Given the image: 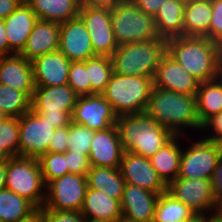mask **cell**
Returning <instances> with one entry per match:
<instances>
[{
	"label": "cell",
	"mask_w": 222,
	"mask_h": 222,
	"mask_svg": "<svg viewBox=\"0 0 222 222\" xmlns=\"http://www.w3.org/2000/svg\"><path fill=\"white\" fill-rule=\"evenodd\" d=\"M3 21L9 42V55L19 54L24 48L38 18L31 7L24 1Z\"/></svg>",
	"instance_id": "603a6c76"
},
{
	"label": "cell",
	"mask_w": 222,
	"mask_h": 222,
	"mask_svg": "<svg viewBox=\"0 0 222 222\" xmlns=\"http://www.w3.org/2000/svg\"><path fill=\"white\" fill-rule=\"evenodd\" d=\"M188 136L175 135L167 144L155 152L149 158L153 168L157 171L158 176L168 185L178 177L182 145L180 140ZM181 145V146H180Z\"/></svg>",
	"instance_id": "d4e9b609"
},
{
	"label": "cell",
	"mask_w": 222,
	"mask_h": 222,
	"mask_svg": "<svg viewBox=\"0 0 222 222\" xmlns=\"http://www.w3.org/2000/svg\"><path fill=\"white\" fill-rule=\"evenodd\" d=\"M59 37V23L38 19L19 54L32 61L43 54L56 52L59 50Z\"/></svg>",
	"instance_id": "7402d4cb"
},
{
	"label": "cell",
	"mask_w": 222,
	"mask_h": 222,
	"mask_svg": "<svg viewBox=\"0 0 222 222\" xmlns=\"http://www.w3.org/2000/svg\"><path fill=\"white\" fill-rule=\"evenodd\" d=\"M166 52L167 40L164 38L118 46L111 56L113 72L154 79L160 60Z\"/></svg>",
	"instance_id": "5b68a950"
},
{
	"label": "cell",
	"mask_w": 222,
	"mask_h": 222,
	"mask_svg": "<svg viewBox=\"0 0 222 222\" xmlns=\"http://www.w3.org/2000/svg\"><path fill=\"white\" fill-rule=\"evenodd\" d=\"M167 192L183 202L197 215L211 218L218 210L211 179L177 177L167 185Z\"/></svg>",
	"instance_id": "30bf717a"
},
{
	"label": "cell",
	"mask_w": 222,
	"mask_h": 222,
	"mask_svg": "<svg viewBox=\"0 0 222 222\" xmlns=\"http://www.w3.org/2000/svg\"><path fill=\"white\" fill-rule=\"evenodd\" d=\"M73 111H63L61 114H39L44 120H47L52 126L62 128L69 126L72 122Z\"/></svg>",
	"instance_id": "ee69618b"
},
{
	"label": "cell",
	"mask_w": 222,
	"mask_h": 222,
	"mask_svg": "<svg viewBox=\"0 0 222 222\" xmlns=\"http://www.w3.org/2000/svg\"><path fill=\"white\" fill-rule=\"evenodd\" d=\"M211 15V0H186L183 36L207 37L209 39Z\"/></svg>",
	"instance_id": "484cf974"
},
{
	"label": "cell",
	"mask_w": 222,
	"mask_h": 222,
	"mask_svg": "<svg viewBox=\"0 0 222 222\" xmlns=\"http://www.w3.org/2000/svg\"><path fill=\"white\" fill-rule=\"evenodd\" d=\"M6 188V163L0 164V190Z\"/></svg>",
	"instance_id": "816d5d0a"
},
{
	"label": "cell",
	"mask_w": 222,
	"mask_h": 222,
	"mask_svg": "<svg viewBox=\"0 0 222 222\" xmlns=\"http://www.w3.org/2000/svg\"><path fill=\"white\" fill-rule=\"evenodd\" d=\"M25 0H0V20L12 14Z\"/></svg>",
	"instance_id": "7dc6e473"
},
{
	"label": "cell",
	"mask_w": 222,
	"mask_h": 222,
	"mask_svg": "<svg viewBox=\"0 0 222 222\" xmlns=\"http://www.w3.org/2000/svg\"><path fill=\"white\" fill-rule=\"evenodd\" d=\"M159 195L126 183L120 201L122 209L121 222H153Z\"/></svg>",
	"instance_id": "e0dca14e"
},
{
	"label": "cell",
	"mask_w": 222,
	"mask_h": 222,
	"mask_svg": "<svg viewBox=\"0 0 222 222\" xmlns=\"http://www.w3.org/2000/svg\"><path fill=\"white\" fill-rule=\"evenodd\" d=\"M0 84L24 92L32 99L35 85L31 61L20 54L0 56Z\"/></svg>",
	"instance_id": "44dd1931"
},
{
	"label": "cell",
	"mask_w": 222,
	"mask_h": 222,
	"mask_svg": "<svg viewBox=\"0 0 222 222\" xmlns=\"http://www.w3.org/2000/svg\"><path fill=\"white\" fill-rule=\"evenodd\" d=\"M78 97L68 84L50 87L35 86L31 110L38 114H61L63 111H73Z\"/></svg>",
	"instance_id": "ac0fdd59"
},
{
	"label": "cell",
	"mask_w": 222,
	"mask_h": 222,
	"mask_svg": "<svg viewBox=\"0 0 222 222\" xmlns=\"http://www.w3.org/2000/svg\"><path fill=\"white\" fill-rule=\"evenodd\" d=\"M83 222H107V221L95 220V219L83 217Z\"/></svg>",
	"instance_id": "6f0895ef"
},
{
	"label": "cell",
	"mask_w": 222,
	"mask_h": 222,
	"mask_svg": "<svg viewBox=\"0 0 222 222\" xmlns=\"http://www.w3.org/2000/svg\"><path fill=\"white\" fill-rule=\"evenodd\" d=\"M38 160L46 185L50 181L68 174L65 153L48 152L43 154Z\"/></svg>",
	"instance_id": "d590c367"
},
{
	"label": "cell",
	"mask_w": 222,
	"mask_h": 222,
	"mask_svg": "<svg viewBox=\"0 0 222 222\" xmlns=\"http://www.w3.org/2000/svg\"><path fill=\"white\" fill-rule=\"evenodd\" d=\"M184 222H210V217L196 214L193 218L186 220Z\"/></svg>",
	"instance_id": "f5cc1de1"
},
{
	"label": "cell",
	"mask_w": 222,
	"mask_h": 222,
	"mask_svg": "<svg viewBox=\"0 0 222 222\" xmlns=\"http://www.w3.org/2000/svg\"><path fill=\"white\" fill-rule=\"evenodd\" d=\"M39 20L64 23L78 17V0H25Z\"/></svg>",
	"instance_id": "83f0119b"
},
{
	"label": "cell",
	"mask_w": 222,
	"mask_h": 222,
	"mask_svg": "<svg viewBox=\"0 0 222 222\" xmlns=\"http://www.w3.org/2000/svg\"><path fill=\"white\" fill-rule=\"evenodd\" d=\"M195 215L188 206L165 191L157 200L153 222H184Z\"/></svg>",
	"instance_id": "1f68e13d"
},
{
	"label": "cell",
	"mask_w": 222,
	"mask_h": 222,
	"mask_svg": "<svg viewBox=\"0 0 222 222\" xmlns=\"http://www.w3.org/2000/svg\"><path fill=\"white\" fill-rule=\"evenodd\" d=\"M31 64L35 86L50 87L68 83L71 61L59 50L36 57Z\"/></svg>",
	"instance_id": "d6986e66"
},
{
	"label": "cell",
	"mask_w": 222,
	"mask_h": 222,
	"mask_svg": "<svg viewBox=\"0 0 222 222\" xmlns=\"http://www.w3.org/2000/svg\"><path fill=\"white\" fill-rule=\"evenodd\" d=\"M203 130V131H202ZM207 135H204L205 139L219 143L222 141V110L217 114L209 118L201 127V132ZM209 133H207V132Z\"/></svg>",
	"instance_id": "ab89813d"
},
{
	"label": "cell",
	"mask_w": 222,
	"mask_h": 222,
	"mask_svg": "<svg viewBox=\"0 0 222 222\" xmlns=\"http://www.w3.org/2000/svg\"><path fill=\"white\" fill-rule=\"evenodd\" d=\"M6 118H8V116L3 111L0 110V123L4 121Z\"/></svg>",
	"instance_id": "680465c9"
},
{
	"label": "cell",
	"mask_w": 222,
	"mask_h": 222,
	"mask_svg": "<svg viewBox=\"0 0 222 222\" xmlns=\"http://www.w3.org/2000/svg\"><path fill=\"white\" fill-rule=\"evenodd\" d=\"M123 152L115 125L95 131L89 152L90 164L94 167L119 168Z\"/></svg>",
	"instance_id": "ffe728a7"
},
{
	"label": "cell",
	"mask_w": 222,
	"mask_h": 222,
	"mask_svg": "<svg viewBox=\"0 0 222 222\" xmlns=\"http://www.w3.org/2000/svg\"><path fill=\"white\" fill-rule=\"evenodd\" d=\"M212 15L209 39L217 41L222 36V0H211Z\"/></svg>",
	"instance_id": "60d3db41"
},
{
	"label": "cell",
	"mask_w": 222,
	"mask_h": 222,
	"mask_svg": "<svg viewBox=\"0 0 222 222\" xmlns=\"http://www.w3.org/2000/svg\"><path fill=\"white\" fill-rule=\"evenodd\" d=\"M117 116L102 94L80 96L72 112V122L98 131L116 124Z\"/></svg>",
	"instance_id": "4fadbf2b"
},
{
	"label": "cell",
	"mask_w": 222,
	"mask_h": 222,
	"mask_svg": "<svg viewBox=\"0 0 222 222\" xmlns=\"http://www.w3.org/2000/svg\"><path fill=\"white\" fill-rule=\"evenodd\" d=\"M86 176L68 173L46 185L44 209L80 212L87 191Z\"/></svg>",
	"instance_id": "9c48e42d"
},
{
	"label": "cell",
	"mask_w": 222,
	"mask_h": 222,
	"mask_svg": "<svg viewBox=\"0 0 222 222\" xmlns=\"http://www.w3.org/2000/svg\"><path fill=\"white\" fill-rule=\"evenodd\" d=\"M45 222H83L80 212L55 211L43 208Z\"/></svg>",
	"instance_id": "b9f144b4"
},
{
	"label": "cell",
	"mask_w": 222,
	"mask_h": 222,
	"mask_svg": "<svg viewBox=\"0 0 222 222\" xmlns=\"http://www.w3.org/2000/svg\"><path fill=\"white\" fill-rule=\"evenodd\" d=\"M37 208L26 198L8 190H0V222H19Z\"/></svg>",
	"instance_id": "4dcf8cb0"
},
{
	"label": "cell",
	"mask_w": 222,
	"mask_h": 222,
	"mask_svg": "<svg viewBox=\"0 0 222 222\" xmlns=\"http://www.w3.org/2000/svg\"><path fill=\"white\" fill-rule=\"evenodd\" d=\"M11 157L0 146V164L7 163Z\"/></svg>",
	"instance_id": "11a10c76"
},
{
	"label": "cell",
	"mask_w": 222,
	"mask_h": 222,
	"mask_svg": "<svg viewBox=\"0 0 222 222\" xmlns=\"http://www.w3.org/2000/svg\"><path fill=\"white\" fill-rule=\"evenodd\" d=\"M200 82L167 52L161 58L154 76V87L185 95H196Z\"/></svg>",
	"instance_id": "2e32d148"
},
{
	"label": "cell",
	"mask_w": 222,
	"mask_h": 222,
	"mask_svg": "<svg viewBox=\"0 0 222 222\" xmlns=\"http://www.w3.org/2000/svg\"><path fill=\"white\" fill-rule=\"evenodd\" d=\"M143 13L155 17L161 5L167 0H132Z\"/></svg>",
	"instance_id": "bcb514c9"
},
{
	"label": "cell",
	"mask_w": 222,
	"mask_h": 222,
	"mask_svg": "<svg viewBox=\"0 0 222 222\" xmlns=\"http://www.w3.org/2000/svg\"><path fill=\"white\" fill-rule=\"evenodd\" d=\"M186 0H167L154 17L160 38L169 40L183 36V17Z\"/></svg>",
	"instance_id": "4316f807"
},
{
	"label": "cell",
	"mask_w": 222,
	"mask_h": 222,
	"mask_svg": "<svg viewBox=\"0 0 222 222\" xmlns=\"http://www.w3.org/2000/svg\"><path fill=\"white\" fill-rule=\"evenodd\" d=\"M86 71L91 83V95L102 94L113 73L111 57L96 55L87 59Z\"/></svg>",
	"instance_id": "d6a6232c"
},
{
	"label": "cell",
	"mask_w": 222,
	"mask_h": 222,
	"mask_svg": "<svg viewBox=\"0 0 222 222\" xmlns=\"http://www.w3.org/2000/svg\"><path fill=\"white\" fill-rule=\"evenodd\" d=\"M0 146L10 156H18L19 118L8 117L0 123Z\"/></svg>",
	"instance_id": "8d00e7d4"
},
{
	"label": "cell",
	"mask_w": 222,
	"mask_h": 222,
	"mask_svg": "<svg viewBox=\"0 0 222 222\" xmlns=\"http://www.w3.org/2000/svg\"><path fill=\"white\" fill-rule=\"evenodd\" d=\"M67 158L68 173L80 174L87 176L92 167L90 164L89 154L75 153L74 151L65 152Z\"/></svg>",
	"instance_id": "f35d334b"
},
{
	"label": "cell",
	"mask_w": 222,
	"mask_h": 222,
	"mask_svg": "<svg viewBox=\"0 0 222 222\" xmlns=\"http://www.w3.org/2000/svg\"><path fill=\"white\" fill-rule=\"evenodd\" d=\"M218 209L222 212V205Z\"/></svg>",
	"instance_id": "6125c7cd"
},
{
	"label": "cell",
	"mask_w": 222,
	"mask_h": 222,
	"mask_svg": "<svg viewBox=\"0 0 222 222\" xmlns=\"http://www.w3.org/2000/svg\"><path fill=\"white\" fill-rule=\"evenodd\" d=\"M146 113L174 135L186 136L187 129L201 131L196 95H185L154 87Z\"/></svg>",
	"instance_id": "6da1fadb"
},
{
	"label": "cell",
	"mask_w": 222,
	"mask_h": 222,
	"mask_svg": "<svg viewBox=\"0 0 222 222\" xmlns=\"http://www.w3.org/2000/svg\"><path fill=\"white\" fill-rule=\"evenodd\" d=\"M59 51L71 62L96 56L89 32L79 17L60 24Z\"/></svg>",
	"instance_id": "9a60e30c"
},
{
	"label": "cell",
	"mask_w": 222,
	"mask_h": 222,
	"mask_svg": "<svg viewBox=\"0 0 222 222\" xmlns=\"http://www.w3.org/2000/svg\"><path fill=\"white\" fill-rule=\"evenodd\" d=\"M6 188L43 208L46 184L37 158L11 157L6 163Z\"/></svg>",
	"instance_id": "52a82bcc"
},
{
	"label": "cell",
	"mask_w": 222,
	"mask_h": 222,
	"mask_svg": "<svg viewBox=\"0 0 222 222\" xmlns=\"http://www.w3.org/2000/svg\"><path fill=\"white\" fill-rule=\"evenodd\" d=\"M54 131L52 124L30 109L19 117L18 156L39 159L48 153Z\"/></svg>",
	"instance_id": "8fae6325"
},
{
	"label": "cell",
	"mask_w": 222,
	"mask_h": 222,
	"mask_svg": "<svg viewBox=\"0 0 222 222\" xmlns=\"http://www.w3.org/2000/svg\"><path fill=\"white\" fill-rule=\"evenodd\" d=\"M211 180L214 187L215 204L219 208L222 205V157L214 170Z\"/></svg>",
	"instance_id": "f6af8a7d"
},
{
	"label": "cell",
	"mask_w": 222,
	"mask_h": 222,
	"mask_svg": "<svg viewBox=\"0 0 222 222\" xmlns=\"http://www.w3.org/2000/svg\"><path fill=\"white\" fill-rule=\"evenodd\" d=\"M115 126L123 150L146 158L152 157L175 136L146 112L118 116Z\"/></svg>",
	"instance_id": "3957f363"
},
{
	"label": "cell",
	"mask_w": 222,
	"mask_h": 222,
	"mask_svg": "<svg viewBox=\"0 0 222 222\" xmlns=\"http://www.w3.org/2000/svg\"><path fill=\"white\" fill-rule=\"evenodd\" d=\"M67 84L76 92L79 97L91 95V83L88 81L86 61L71 62Z\"/></svg>",
	"instance_id": "74e56055"
},
{
	"label": "cell",
	"mask_w": 222,
	"mask_h": 222,
	"mask_svg": "<svg viewBox=\"0 0 222 222\" xmlns=\"http://www.w3.org/2000/svg\"><path fill=\"white\" fill-rule=\"evenodd\" d=\"M219 145H220L221 154H222V141H221V142H219Z\"/></svg>",
	"instance_id": "94428289"
},
{
	"label": "cell",
	"mask_w": 222,
	"mask_h": 222,
	"mask_svg": "<svg viewBox=\"0 0 222 222\" xmlns=\"http://www.w3.org/2000/svg\"><path fill=\"white\" fill-rule=\"evenodd\" d=\"M111 23L118 46L160 38L154 17L143 13L132 0L111 7Z\"/></svg>",
	"instance_id": "8992f818"
},
{
	"label": "cell",
	"mask_w": 222,
	"mask_h": 222,
	"mask_svg": "<svg viewBox=\"0 0 222 222\" xmlns=\"http://www.w3.org/2000/svg\"><path fill=\"white\" fill-rule=\"evenodd\" d=\"M167 53L200 83L219 77L216 41L207 37H175L167 40Z\"/></svg>",
	"instance_id": "7a4b0ae2"
},
{
	"label": "cell",
	"mask_w": 222,
	"mask_h": 222,
	"mask_svg": "<svg viewBox=\"0 0 222 222\" xmlns=\"http://www.w3.org/2000/svg\"><path fill=\"white\" fill-rule=\"evenodd\" d=\"M119 168L127 184L136 185L157 194L167 191V185L158 176L149 158L124 151Z\"/></svg>",
	"instance_id": "5bb4252c"
},
{
	"label": "cell",
	"mask_w": 222,
	"mask_h": 222,
	"mask_svg": "<svg viewBox=\"0 0 222 222\" xmlns=\"http://www.w3.org/2000/svg\"><path fill=\"white\" fill-rule=\"evenodd\" d=\"M221 157L219 143L200 136L199 140L185 145V149L183 145L178 177L212 179Z\"/></svg>",
	"instance_id": "ba28073f"
},
{
	"label": "cell",
	"mask_w": 222,
	"mask_h": 222,
	"mask_svg": "<svg viewBox=\"0 0 222 222\" xmlns=\"http://www.w3.org/2000/svg\"><path fill=\"white\" fill-rule=\"evenodd\" d=\"M9 55V42L6 36L5 23L0 20V56Z\"/></svg>",
	"instance_id": "681fc988"
},
{
	"label": "cell",
	"mask_w": 222,
	"mask_h": 222,
	"mask_svg": "<svg viewBox=\"0 0 222 222\" xmlns=\"http://www.w3.org/2000/svg\"><path fill=\"white\" fill-rule=\"evenodd\" d=\"M86 178L88 188L101 190L110 198L121 201L126 182L120 168L92 166Z\"/></svg>",
	"instance_id": "f1b7e54d"
},
{
	"label": "cell",
	"mask_w": 222,
	"mask_h": 222,
	"mask_svg": "<svg viewBox=\"0 0 222 222\" xmlns=\"http://www.w3.org/2000/svg\"><path fill=\"white\" fill-rule=\"evenodd\" d=\"M31 109V99L24 93L0 84V110L8 117L19 118Z\"/></svg>",
	"instance_id": "836d02e7"
},
{
	"label": "cell",
	"mask_w": 222,
	"mask_h": 222,
	"mask_svg": "<svg viewBox=\"0 0 222 222\" xmlns=\"http://www.w3.org/2000/svg\"><path fill=\"white\" fill-rule=\"evenodd\" d=\"M80 8H111L118 0H78Z\"/></svg>",
	"instance_id": "c3c4849f"
},
{
	"label": "cell",
	"mask_w": 222,
	"mask_h": 222,
	"mask_svg": "<svg viewBox=\"0 0 222 222\" xmlns=\"http://www.w3.org/2000/svg\"><path fill=\"white\" fill-rule=\"evenodd\" d=\"M219 77L222 79V59H220Z\"/></svg>",
	"instance_id": "91938a15"
},
{
	"label": "cell",
	"mask_w": 222,
	"mask_h": 222,
	"mask_svg": "<svg viewBox=\"0 0 222 222\" xmlns=\"http://www.w3.org/2000/svg\"><path fill=\"white\" fill-rule=\"evenodd\" d=\"M80 213L83 217L95 220L107 222L122 221L120 200L110 198L103 191L91 188H87Z\"/></svg>",
	"instance_id": "cb8c5ba5"
},
{
	"label": "cell",
	"mask_w": 222,
	"mask_h": 222,
	"mask_svg": "<svg viewBox=\"0 0 222 222\" xmlns=\"http://www.w3.org/2000/svg\"><path fill=\"white\" fill-rule=\"evenodd\" d=\"M67 137H68V126L62 128H56L52 137L51 142L48 146V152L52 153H65L67 152Z\"/></svg>",
	"instance_id": "7bdbcfd3"
},
{
	"label": "cell",
	"mask_w": 222,
	"mask_h": 222,
	"mask_svg": "<svg viewBox=\"0 0 222 222\" xmlns=\"http://www.w3.org/2000/svg\"><path fill=\"white\" fill-rule=\"evenodd\" d=\"M78 17L89 32L95 55L111 57L118 45L111 23V8H80Z\"/></svg>",
	"instance_id": "7c38bea8"
},
{
	"label": "cell",
	"mask_w": 222,
	"mask_h": 222,
	"mask_svg": "<svg viewBox=\"0 0 222 222\" xmlns=\"http://www.w3.org/2000/svg\"><path fill=\"white\" fill-rule=\"evenodd\" d=\"M95 130L80 124L71 122L68 126L67 151L80 154H89L91 142L94 139Z\"/></svg>",
	"instance_id": "e575fe53"
},
{
	"label": "cell",
	"mask_w": 222,
	"mask_h": 222,
	"mask_svg": "<svg viewBox=\"0 0 222 222\" xmlns=\"http://www.w3.org/2000/svg\"><path fill=\"white\" fill-rule=\"evenodd\" d=\"M218 54L220 59H222V36L216 41Z\"/></svg>",
	"instance_id": "9f6ffc18"
},
{
	"label": "cell",
	"mask_w": 222,
	"mask_h": 222,
	"mask_svg": "<svg viewBox=\"0 0 222 222\" xmlns=\"http://www.w3.org/2000/svg\"><path fill=\"white\" fill-rule=\"evenodd\" d=\"M197 115L200 126L222 110V79L201 82L196 92Z\"/></svg>",
	"instance_id": "f546056e"
},
{
	"label": "cell",
	"mask_w": 222,
	"mask_h": 222,
	"mask_svg": "<svg viewBox=\"0 0 222 222\" xmlns=\"http://www.w3.org/2000/svg\"><path fill=\"white\" fill-rule=\"evenodd\" d=\"M154 88V79L112 73L102 93L116 116L145 113Z\"/></svg>",
	"instance_id": "277c9868"
},
{
	"label": "cell",
	"mask_w": 222,
	"mask_h": 222,
	"mask_svg": "<svg viewBox=\"0 0 222 222\" xmlns=\"http://www.w3.org/2000/svg\"><path fill=\"white\" fill-rule=\"evenodd\" d=\"M210 222H222V212L219 209L211 216Z\"/></svg>",
	"instance_id": "db71d44e"
},
{
	"label": "cell",
	"mask_w": 222,
	"mask_h": 222,
	"mask_svg": "<svg viewBox=\"0 0 222 222\" xmlns=\"http://www.w3.org/2000/svg\"><path fill=\"white\" fill-rule=\"evenodd\" d=\"M19 222H45L43 215V208H37L28 217L20 220Z\"/></svg>",
	"instance_id": "f907efd6"
}]
</instances>
